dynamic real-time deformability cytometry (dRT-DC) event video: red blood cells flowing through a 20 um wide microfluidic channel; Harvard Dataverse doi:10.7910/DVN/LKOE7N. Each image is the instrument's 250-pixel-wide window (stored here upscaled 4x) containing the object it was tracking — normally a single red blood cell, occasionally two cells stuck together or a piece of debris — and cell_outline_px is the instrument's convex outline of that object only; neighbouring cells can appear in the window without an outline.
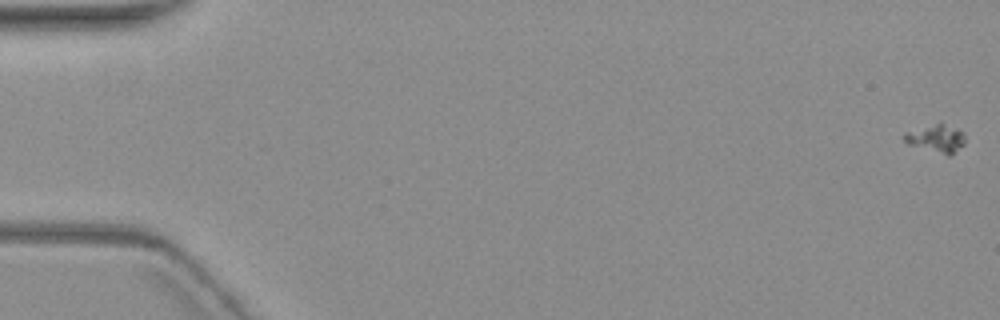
{"species": "common noctule bat (a hibernating species)", "species_latin": "Nyctalus noctula", "temperature_condition": "warm", "stored_images_in_passage": 7, "camera_frame_rate_fps": 3000, "um_per_image_px": 0.085, "animal": {"sex": "female", "body_mass_g": 19.3, "forearm_length_mm": 54.1}, "frame": {"image": 1, "passage_image": 1, "time_ms": 0.0, "image_size_px": [1000, 320], "cell_outline_px": [[964, 144], [952, 156], [948, 156], [908, 144], [904, 140], [904, 132], [940, 120], [964, 132]], "centroid_in_image_um": [79.6, 11.73], "position_along_channel_um": 5.4, "area_um2": 10.35}}